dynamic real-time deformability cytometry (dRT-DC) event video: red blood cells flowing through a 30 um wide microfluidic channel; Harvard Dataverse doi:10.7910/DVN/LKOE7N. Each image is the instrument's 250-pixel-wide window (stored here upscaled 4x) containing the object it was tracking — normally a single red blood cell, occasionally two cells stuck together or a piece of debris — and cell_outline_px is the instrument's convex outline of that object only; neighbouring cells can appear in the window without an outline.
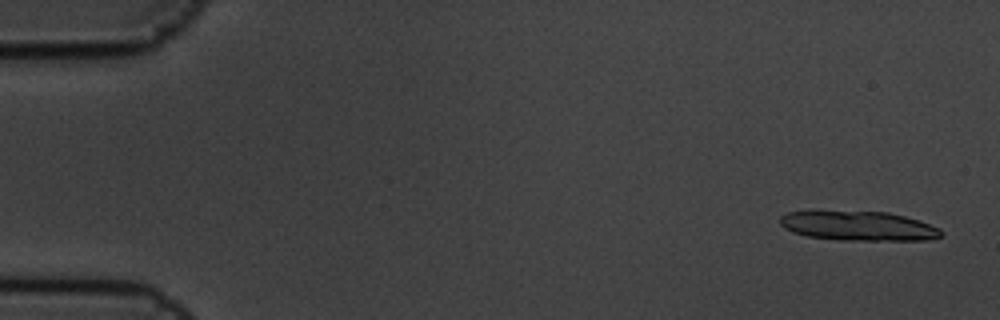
{"species": "common noctule bat (a hibernating species)", "species_latin": "Nyctalus noctula", "temperature_condition": "cold", "stored_images_in_passage": 6, "segment_of_instrument_passage": [1, 2], "camera_frame_rate_fps": 3000, "um_per_image_px": 0.085, "animal": {"sex": "male", "body_mass_g": 19.5, "forearm_length_mm": 54.6}, "frame": {"image": 1, "passage_image": 1, "time_ms": 0.0, "image_size_px": [1000, 320], "cell_outline_px": [[944, 232], [940, 236], [924, 240], [840, 240], [808, 236], [792, 232], [784, 228], [780, 224], [780, 216], [788, 212], [888, 212], [904, 216], [940, 228]], "centroid_in_image_um": [72.96, 19.22], "position_along_channel_um": 12.0, "area_um2": 27.17}}